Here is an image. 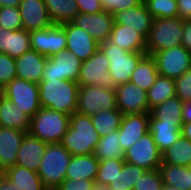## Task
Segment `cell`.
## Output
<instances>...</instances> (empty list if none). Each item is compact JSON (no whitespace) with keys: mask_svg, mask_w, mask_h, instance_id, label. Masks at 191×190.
I'll list each match as a JSON object with an SVG mask.
<instances>
[{"mask_svg":"<svg viewBox=\"0 0 191 190\" xmlns=\"http://www.w3.org/2000/svg\"><path fill=\"white\" fill-rule=\"evenodd\" d=\"M175 93L182 102L191 101V68L175 80Z\"/></svg>","mask_w":191,"mask_h":190,"instance_id":"7bdbcfd3","label":"cell"},{"mask_svg":"<svg viewBox=\"0 0 191 190\" xmlns=\"http://www.w3.org/2000/svg\"><path fill=\"white\" fill-rule=\"evenodd\" d=\"M99 160L94 156L90 155H78L72 156L65 179H88L95 180L98 171Z\"/></svg>","mask_w":191,"mask_h":190,"instance_id":"d4e9b609","label":"cell"},{"mask_svg":"<svg viewBox=\"0 0 191 190\" xmlns=\"http://www.w3.org/2000/svg\"><path fill=\"white\" fill-rule=\"evenodd\" d=\"M70 116L41 107L31 118L29 134L48 144L61 143L69 126Z\"/></svg>","mask_w":191,"mask_h":190,"instance_id":"3957f363","label":"cell"},{"mask_svg":"<svg viewBox=\"0 0 191 190\" xmlns=\"http://www.w3.org/2000/svg\"><path fill=\"white\" fill-rule=\"evenodd\" d=\"M71 153L61 143L47 145L37 171L47 189H56L64 180Z\"/></svg>","mask_w":191,"mask_h":190,"instance_id":"277c9868","label":"cell"},{"mask_svg":"<svg viewBox=\"0 0 191 190\" xmlns=\"http://www.w3.org/2000/svg\"><path fill=\"white\" fill-rule=\"evenodd\" d=\"M67 36L63 24L30 32L31 50H35L47 58L66 50Z\"/></svg>","mask_w":191,"mask_h":190,"instance_id":"7c38bea8","label":"cell"},{"mask_svg":"<svg viewBox=\"0 0 191 190\" xmlns=\"http://www.w3.org/2000/svg\"><path fill=\"white\" fill-rule=\"evenodd\" d=\"M63 29L67 36L66 50L73 53L80 61H86L99 49L100 44L72 22L64 23Z\"/></svg>","mask_w":191,"mask_h":190,"instance_id":"2e32d148","label":"cell"},{"mask_svg":"<svg viewBox=\"0 0 191 190\" xmlns=\"http://www.w3.org/2000/svg\"><path fill=\"white\" fill-rule=\"evenodd\" d=\"M99 49L109 60V73L117 85L130 82L138 62L146 55V52H128L108 40L100 43Z\"/></svg>","mask_w":191,"mask_h":190,"instance_id":"8992f818","label":"cell"},{"mask_svg":"<svg viewBox=\"0 0 191 190\" xmlns=\"http://www.w3.org/2000/svg\"><path fill=\"white\" fill-rule=\"evenodd\" d=\"M162 163L191 166V141L180 136L176 142L162 152Z\"/></svg>","mask_w":191,"mask_h":190,"instance_id":"4dcf8cb0","label":"cell"},{"mask_svg":"<svg viewBox=\"0 0 191 190\" xmlns=\"http://www.w3.org/2000/svg\"><path fill=\"white\" fill-rule=\"evenodd\" d=\"M3 95V87L0 85V96Z\"/></svg>","mask_w":191,"mask_h":190,"instance_id":"680465c9","label":"cell"},{"mask_svg":"<svg viewBox=\"0 0 191 190\" xmlns=\"http://www.w3.org/2000/svg\"><path fill=\"white\" fill-rule=\"evenodd\" d=\"M163 184L159 169L146 170L135 183L132 190H162Z\"/></svg>","mask_w":191,"mask_h":190,"instance_id":"60d3db41","label":"cell"},{"mask_svg":"<svg viewBox=\"0 0 191 190\" xmlns=\"http://www.w3.org/2000/svg\"><path fill=\"white\" fill-rule=\"evenodd\" d=\"M79 13L97 14L104 11L100 0H76Z\"/></svg>","mask_w":191,"mask_h":190,"instance_id":"bcb514c9","label":"cell"},{"mask_svg":"<svg viewBox=\"0 0 191 190\" xmlns=\"http://www.w3.org/2000/svg\"><path fill=\"white\" fill-rule=\"evenodd\" d=\"M181 136L191 141V122L183 123L181 127Z\"/></svg>","mask_w":191,"mask_h":190,"instance_id":"f5cc1de1","label":"cell"},{"mask_svg":"<svg viewBox=\"0 0 191 190\" xmlns=\"http://www.w3.org/2000/svg\"><path fill=\"white\" fill-rule=\"evenodd\" d=\"M0 190H20L14 182H11L5 175L0 181Z\"/></svg>","mask_w":191,"mask_h":190,"instance_id":"f907efd6","label":"cell"},{"mask_svg":"<svg viewBox=\"0 0 191 190\" xmlns=\"http://www.w3.org/2000/svg\"><path fill=\"white\" fill-rule=\"evenodd\" d=\"M183 102L177 96L167 99L165 102L150 110V114L156 119L167 124L183 125L182 118Z\"/></svg>","mask_w":191,"mask_h":190,"instance_id":"83f0119b","label":"cell"},{"mask_svg":"<svg viewBox=\"0 0 191 190\" xmlns=\"http://www.w3.org/2000/svg\"><path fill=\"white\" fill-rule=\"evenodd\" d=\"M71 22L85 30L99 44L109 39L115 23L114 15L106 11L97 14L78 13Z\"/></svg>","mask_w":191,"mask_h":190,"instance_id":"9a60e30c","label":"cell"},{"mask_svg":"<svg viewBox=\"0 0 191 190\" xmlns=\"http://www.w3.org/2000/svg\"><path fill=\"white\" fill-rule=\"evenodd\" d=\"M4 175L20 190H47L37 172L14 165L4 171Z\"/></svg>","mask_w":191,"mask_h":190,"instance_id":"4316f807","label":"cell"},{"mask_svg":"<svg viewBox=\"0 0 191 190\" xmlns=\"http://www.w3.org/2000/svg\"><path fill=\"white\" fill-rule=\"evenodd\" d=\"M144 172H146L144 168L125 162L121 172H118L115 180L107 188L110 190H132Z\"/></svg>","mask_w":191,"mask_h":190,"instance_id":"d590c367","label":"cell"},{"mask_svg":"<svg viewBox=\"0 0 191 190\" xmlns=\"http://www.w3.org/2000/svg\"><path fill=\"white\" fill-rule=\"evenodd\" d=\"M56 190H99L95 180L65 179Z\"/></svg>","mask_w":191,"mask_h":190,"instance_id":"f6af8a7d","label":"cell"},{"mask_svg":"<svg viewBox=\"0 0 191 190\" xmlns=\"http://www.w3.org/2000/svg\"><path fill=\"white\" fill-rule=\"evenodd\" d=\"M122 112L116 108L113 110L100 111L91 116L92 123L100 137L117 131L123 118Z\"/></svg>","mask_w":191,"mask_h":190,"instance_id":"e575fe53","label":"cell"},{"mask_svg":"<svg viewBox=\"0 0 191 190\" xmlns=\"http://www.w3.org/2000/svg\"><path fill=\"white\" fill-rule=\"evenodd\" d=\"M117 108L115 90L104 89L99 86H79L76 112L93 116L100 111Z\"/></svg>","mask_w":191,"mask_h":190,"instance_id":"52a82bcc","label":"cell"},{"mask_svg":"<svg viewBox=\"0 0 191 190\" xmlns=\"http://www.w3.org/2000/svg\"><path fill=\"white\" fill-rule=\"evenodd\" d=\"M77 82L82 86H99L110 90L118 86L109 73V60L100 49L81 63Z\"/></svg>","mask_w":191,"mask_h":190,"instance_id":"ba28073f","label":"cell"},{"mask_svg":"<svg viewBox=\"0 0 191 190\" xmlns=\"http://www.w3.org/2000/svg\"><path fill=\"white\" fill-rule=\"evenodd\" d=\"M39 86L41 107L63 112L69 116L76 112L79 84L75 81L46 79Z\"/></svg>","mask_w":191,"mask_h":190,"instance_id":"6da1fadb","label":"cell"},{"mask_svg":"<svg viewBox=\"0 0 191 190\" xmlns=\"http://www.w3.org/2000/svg\"><path fill=\"white\" fill-rule=\"evenodd\" d=\"M104 11L114 15L117 12L134 8L141 4L143 0H100Z\"/></svg>","mask_w":191,"mask_h":190,"instance_id":"ee69618b","label":"cell"},{"mask_svg":"<svg viewBox=\"0 0 191 190\" xmlns=\"http://www.w3.org/2000/svg\"><path fill=\"white\" fill-rule=\"evenodd\" d=\"M81 63L82 61L68 50L54 54L46 61L42 72V80L60 79L77 82Z\"/></svg>","mask_w":191,"mask_h":190,"instance_id":"4fadbf2b","label":"cell"},{"mask_svg":"<svg viewBox=\"0 0 191 190\" xmlns=\"http://www.w3.org/2000/svg\"><path fill=\"white\" fill-rule=\"evenodd\" d=\"M8 30L0 27V53L7 54Z\"/></svg>","mask_w":191,"mask_h":190,"instance_id":"681fc988","label":"cell"},{"mask_svg":"<svg viewBox=\"0 0 191 190\" xmlns=\"http://www.w3.org/2000/svg\"><path fill=\"white\" fill-rule=\"evenodd\" d=\"M108 41L128 52H146V39L125 25L114 23Z\"/></svg>","mask_w":191,"mask_h":190,"instance_id":"603a6c76","label":"cell"},{"mask_svg":"<svg viewBox=\"0 0 191 190\" xmlns=\"http://www.w3.org/2000/svg\"><path fill=\"white\" fill-rule=\"evenodd\" d=\"M117 108L123 115L150 113L147 91L137 85L126 82L115 89Z\"/></svg>","mask_w":191,"mask_h":190,"instance_id":"5bb4252c","label":"cell"},{"mask_svg":"<svg viewBox=\"0 0 191 190\" xmlns=\"http://www.w3.org/2000/svg\"><path fill=\"white\" fill-rule=\"evenodd\" d=\"M0 27L10 31L23 29L19 7H0Z\"/></svg>","mask_w":191,"mask_h":190,"instance_id":"ab89813d","label":"cell"},{"mask_svg":"<svg viewBox=\"0 0 191 190\" xmlns=\"http://www.w3.org/2000/svg\"><path fill=\"white\" fill-rule=\"evenodd\" d=\"M3 95L30 118L41 108L39 86L36 83L16 77L3 88Z\"/></svg>","mask_w":191,"mask_h":190,"instance_id":"9c48e42d","label":"cell"},{"mask_svg":"<svg viewBox=\"0 0 191 190\" xmlns=\"http://www.w3.org/2000/svg\"><path fill=\"white\" fill-rule=\"evenodd\" d=\"M99 140L100 136L91 117L75 112L70 116L69 126L61 144L72 156L90 155L94 153Z\"/></svg>","mask_w":191,"mask_h":190,"instance_id":"7a4b0ae2","label":"cell"},{"mask_svg":"<svg viewBox=\"0 0 191 190\" xmlns=\"http://www.w3.org/2000/svg\"><path fill=\"white\" fill-rule=\"evenodd\" d=\"M47 59L35 50L24 52L20 57L15 58L16 77L39 84Z\"/></svg>","mask_w":191,"mask_h":190,"instance_id":"d6986e66","label":"cell"},{"mask_svg":"<svg viewBox=\"0 0 191 190\" xmlns=\"http://www.w3.org/2000/svg\"><path fill=\"white\" fill-rule=\"evenodd\" d=\"M31 118L10 99L4 95L0 96V127L22 130L26 133L30 129Z\"/></svg>","mask_w":191,"mask_h":190,"instance_id":"cb8c5ba5","label":"cell"},{"mask_svg":"<svg viewBox=\"0 0 191 190\" xmlns=\"http://www.w3.org/2000/svg\"><path fill=\"white\" fill-rule=\"evenodd\" d=\"M124 161L145 170L159 169L162 163V153L158 150L150 132L124 151Z\"/></svg>","mask_w":191,"mask_h":190,"instance_id":"8fae6325","label":"cell"},{"mask_svg":"<svg viewBox=\"0 0 191 190\" xmlns=\"http://www.w3.org/2000/svg\"><path fill=\"white\" fill-rule=\"evenodd\" d=\"M16 78L15 58L0 53V85L4 88Z\"/></svg>","mask_w":191,"mask_h":190,"instance_id":"b9f144b4","label":"cell"},{"mask_svg":"<svg viewBox=\"0 0 191 190\" xmlns=\"http://www.w3.org/2000/svg\"><path fill=\"white\" fill-rule=\"evenodd\" d=\"M99 190H110V189H108L107 187H105V188H101V189H99Z\"/></svg>","mask_w":191,"mask_h":190,"instance_id":"91938a15","label":"cell"},{"mask_svg":"<svg viewBox=\"0 0 191 190\" xmlns=\"http://www.w3.org/2000/svg\"><path fill=\"white\" fill-rule=\"evenodd\" d=\"M181 45L191 53V20H183Z\"/></svg>","mask_w":191,"mask_h":190,"instance_id":"c3c4849f","label":"cell"},{"mask_svg":"<svg viewBox=\"0 0 191 190\" xmlns=\"http://www.w3.org/2000/svg\"><path fill=\"white\" fill-rule=\"evenodd\" d=\"M22 26L28 32L53 25L44 0H22L19 4Z\"/></svg>","mask_w":191,"mask_h":190,"instance_id":"ac0fdd59","label":"cell"},{"mask_svg":"<svg viewBox=\"0 0 191 190\" xmlns=\"http://www.w3.org/2000/svg\"><path fill=\"white\" fill-rule=\"evenodd\" d=\"M48 143L39 140L27 133L19 147L15 165L38 171L43 154L46 152Z\"/></svg>","mask_w":191,"mask_h":190,"instance_id":"7402d4cb","label":"cell"},{"mask_svg":"<svg viewBox=\"0 0 191 190\" xmlns=\"http://www.w3.org/2000/svg\"><path fill=\"white\" fill-rule=\"evenodd\" d=\"M162 190H181L175 186H170L168 184H163V189Z\"/></svg>","mask_w":191,"mask_h":190,"instance_id":"11a10c76","label":"cell"},{"mask_svg":"<svg viewBox=\"0 0 191 190\" xmlns=\"http://www.w3.org/2000/svg\"><path fill=\"white\" fill-rule=\"evenodd\" d=\"M183 20L177 17L153 19L151 30L146 39V54L181 45Z\"/></svg>","mask_w":191,"mask_h":190,"instance_id":"5b68a950","label":"cell"},{"mask_svg":"<svg viewBox=\"0 0 191 190\" xmlns=\"http://www.w3.org/2000/svg\"><path fill=\"white\" fill-rule=\"evenodd\" d=\"M182 118L183 123L191 122V101L183 102Z\"/></svg>","mask_w":191,"mask_h":190,"instance_id":"816d5d0a","label":"cell"},{"mask_svg":"<svg viewBox=\"0 0 191 190\" xmlns=\"http://www.w3.org/2000/svg\"><path fill=\"white\" fill-rule=\"evenodd\" d=\"M124 163V160L114 158L99 161L97 176L95 179L98 189L105 188L110 185V183L117 177L118 172H121Z\"/></svg>","mask_w":191,"mask_h":190,"instance_id":"8d00e7d4","label":"cell"},{"mask_svg":"<svg viewBox=\"0 0 191 190\" xmlns=\"http://www.w3.org/2000/svg\"><path fill=\"white\" fill-rule=\"evenodd\" d=\"M22 0H0V7H19V4Z\"/></svg>","mask_w":191,"mask_h":190,"instance_id":"db71d44e","label":"cell"},{"mask_svg":"<svg viewBox=\"0 0 191 190\" xmlns=\"http://www.w3.org/2000/svg\"><path fill=\"white\" fill-rule=\"evenodd\" d=\"M158 75L155 59L151 55L146 54L138 62L130 82L148 91L155 83Z\"/></svg>","mask_w":191,"mask_h":190,"instance_id":"f1b7e54d","label":"cell"},{"mask_svg":"<svg viewBox=\"0 0 191 190\" xmlns=\"http://www.w3.org/2000/svg\"><path fill=\"white\" fill-rule=\"evenodd\" d=\"M143 2L154 19L178 16L177 0H143Z\"/></svg>","mask_w":191,"mask_h":190,"instance_id":"f35d334b","label":"cell"},{"mask_svg":"<svg viewBox=\"0 0 191 190\" xmlns=\"http://www.w3.org/2000/svg\"><path fill=\"white\" fill-rule=\"evenodd\" d=\"M174 96H176L175 80L158 75L153 86L147 91L149 110Z\"/></svg>","mask_w":191,"mask_h":190,"instance_id":"d6a6232c","label":"cell"},{"mask_svg":"<svg viewBox=\"0 0 191 190\" xmlns=\"http://www.w3.org/2000/svg\"><path fill=\"white\" fill-rule=\"evenodd\" d=\"M93 154L99 161L112 158L124 160V151L120 145L119 131L117 130L107 136L100 137Z\"/></svg>","mask_w":191,"mask_h":190,"instance_id":"1f68e13d","label":"cell"},{"mask_svg":"<svg viewBox=\"0 0 191 190\" xmlns=\"http://www.w3.org/2000/svg\"><path fill=\"white\" fill-rule=\"evenodd\" d=\"M53 24L71 22L79 13L76 0H44Z\"/></svg>","mask_w":191,"mask_h":190,"instance_id":"f546056e","label":"cell"},{"mask_svg":"<svg viewBox=\"0 0 191 190\" xmlns=\"http://www.w3.org/2000/svg\"><path fill=\"white\" fill-rule=\"evenodd\" d=\"M189 180H190V184H191V166H189Z\"/></svg>","mask_w":191,"mask_h":190,"instance_id":"9f6ffc18","label":"cell"},{"mask_svg":"<svg viewBox=\"0 0 191 190\" xmlns=\"http://www.w3.org/2000/svg\"><path fill=\"white\" fill-rule=\"evenodd\" d=\"M27 133L22 130L0 127V170L13 167L19 147Z\"/></svg>","mask_w":191,"mask_h":190,"instance_id":"ffe728a7","label":"cell"},{"mask_svg":"<svg viewBox=\"0 0 191 190\" xmlns=\"http://www.w3.org/2000/svg\"><path fill=\"white\" fill-rule=\"evenodd\" d=\"M158 74L176 80L191 68V53L182 45L155 52Z\"/></svg>","mask_w":191,"mask_h":190,"instance_id":"30bf717a","label":"cell"},{"mask_svg":"<svg viewBox=\"0 0 191 190\" xmlns=\"http://www.w3.org/2000/svg\"><path fill=\"white\" fill-rule=\"evenodd\" d=\"M159 171L164 184L175 186L181 190H191L189 167L161 163Z\"/></svg>","mask_w":191,"mask_h":190,"instance_id":"836d02e7","label":"cell"},{"mask_svg":"<svg viewBox=\"0 0 191 190\" xmlns=\"http://www.w3.org/2000/svg\"><path fill=\"white\" fill-rule=\"evenodd\" d=\"M178 17L182 20H191V0H177Z\"/></svg>","mask_w":191,"mask_h":190,"instance_id":"7dc6e473","label":"cell"},{"mask_svg":"<svg viewBox=\"0 0 191 190\" xmlns=\"http://www.w3.org/2000/svg\"><path fill=\"white\" fill-rule=\"evenodd\" d=\"M30 49V32L25 29L8 30L7 54L9 56L18 58Z\"/></svg>","mask_w":191,"mask_h":190,"instance_id":"74e56055","label":"cell"},{"mask_svg":"<svg viewBox=\"0 0 191 190\" xmlns=\"http://www.w3.org/2000/svg\"><path fill=\"white\" fill-rule=\"evenodd\" d=\"M150 113L124 115L120 128V145L123 151L149 132Z\"/></svg>","mask_w":191,"mask_h":190,"instance_id":"e0dca14e","label":"cell"},{"mask_svg":"<svg viewBox=\"0 0 191 190\" xmlns=\"http://www.w3.org/2000/svg\"><path fill=\"white\" fill-rule=\"evenodd\" d=\"M153 19L144 2L134 8L114 14L115 24L131 27L145 39L151 30Z\"/></svg>","mask_w":191,"mask_h":190,"instance_id":"44dd1931","label":"cell"},{"mask_svg":"<svg viewBox=\"0 0 191 190\" xmlns=\"http://www.w3.org/2000/svg\"><path fill=\"white\" fill-rule=\"evenodd\" d=\"M149 132L152 134L154 142L161 153L181 136V128L177 124L163 123V121L156 120L151 114Z\"/></svg>","mask_w":191,"mask_h":190,"instance_id":"484cf974","label":"cell"},{"mask_svg":"<svg viewBox=\"0 0 191 190\" xmlns=\"http://www.w3.org/2000/svg\"><path fill=\"white\" fill-rule=\"evenodd\" d=\"M4 176V171L0 170V181H1V178Z\"/></svg>","mask_w":191,"mask_h":190,"instance_id":"6f0895ef","label":"cell"}]
</instances>
